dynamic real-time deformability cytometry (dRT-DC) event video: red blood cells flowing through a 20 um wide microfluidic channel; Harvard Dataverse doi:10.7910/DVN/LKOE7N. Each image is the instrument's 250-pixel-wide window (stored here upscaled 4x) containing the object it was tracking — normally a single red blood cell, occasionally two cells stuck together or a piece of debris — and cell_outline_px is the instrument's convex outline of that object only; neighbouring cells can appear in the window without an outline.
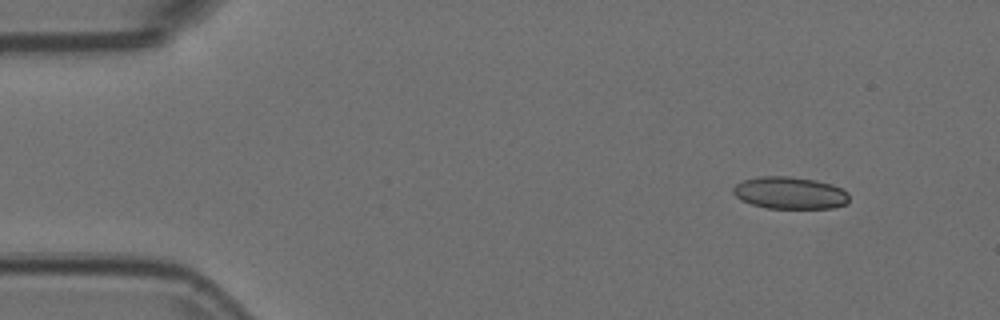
{"species": "Egyptian fruit bat (a non-hibernating species)", "species_latin": "Rousettus aegyptiacus", "temperature_condition": "room temperature", "stored_images_in_passage": 49, "camera_frame_rate_fps": 3000, "um_per_image_px": 0.085, "animal": {"sex": "female"}, "frame": {"image": 1, "passage_image": 1, "time_ms": 0.0, "image_size_px": [1000, 320], "cell_outline_px": [[848, 204], [832, 208], [768, 208], [752, 204], [740, 200], [732, 192], [732, 188], [736, 184], [744, 180], [760, 176], [792, 176], [816, 180], [832, 184], [848, 192]], "centroid_in_image_um": [67.14, 16.39], "position_along_channel_um": 17.9, "area_um2": 21.85}}
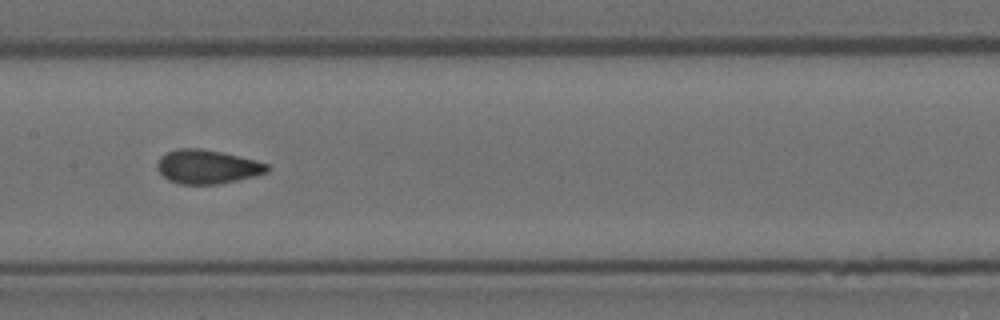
{"frame": {"image": 2, "passage_image": 22, "time_ms": 7.0, "image_size_px": [1000, 320], "cell_outline_px": [[272, 168], [268, 172], [256, 176], [220, 184], [180, 184], [168, 180], [156, 168], [156, 164], [160, 156], [168, 152], [180, 148], [200, 148], [220, 152], [256, 160], [268, 164]], "centroid_in_image_um": [17.64, 14.18], "position_along_channel_um": 189.8, "area_um2": 21.85}}
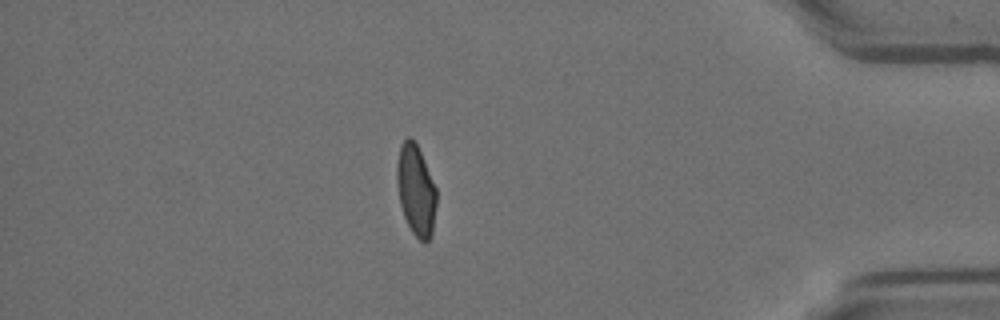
{"frame": {"image": 3, "passage_image": 42, "time_ms": 13.667, "image_size_px": [1000, 320], "cell_outline_px": [[436, 204], [432, 236], [424, 244], [412, 232], [404, 216], [400, 204], [396, 180], [396, 164], [400, 144], [408, 136], [416, 144], [420, 152], [436, 188]], "centroid_in_image_um": [35.34, 16.19], "position_along_channel_um": 399.9, "area_um2": 20.87}, "authors_computed_cell_mechanics": {"area_um2": 21.675, "velocity_mm_per_s": 3.7679, "shape_relaxation_time_tau1_ms": null, "shape_relaxation_time_tau2_ms": 0.795, "deformation_change_tau1": null, "deformation_change_tau2": 0.0601}}